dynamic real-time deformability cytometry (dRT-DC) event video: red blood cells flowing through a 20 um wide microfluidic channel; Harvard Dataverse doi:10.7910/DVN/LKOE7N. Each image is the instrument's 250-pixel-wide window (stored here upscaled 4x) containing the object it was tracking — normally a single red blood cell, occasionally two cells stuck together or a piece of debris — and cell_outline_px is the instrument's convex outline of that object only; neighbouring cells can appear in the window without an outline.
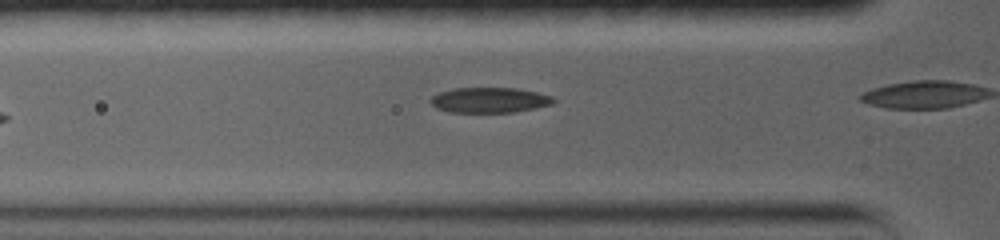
{"species": "common noctule bat (a hibernating species)", "species_latin": "Nyctalus noctula", "temperature_condition": "warm", "stored_images_in_passage": 11, "camera_frame_rate_fps": 5000, "um_per_image_px": 0.085, "animal": {"sex": "female", "body_mass_g": 19.0, "forearm_length_mm": 56.7}, "frame": {"image": 1, "passage_image": 2, "time_ms": 0.2, "image_size_px": [1000, 240], "cell_outline_px": [[552, 100], [548, 104], [532, 108], [512, 112], [456, 112], [440, 108], [432, 104], [432, 96], [456, 88], [512, 88], [532, 92], [548, 96]], "centroid_in_image_um": [41.55, 8.5], "position_along_channel_um": 84.3, "area_um2": 16.99}}
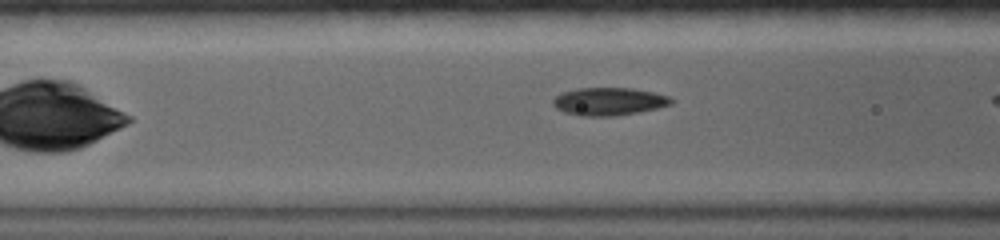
{"frame": {"image": 2, "passage_image": 5, "time_ms": 1.0, "image_size_px": [1000, 240], "cell_outline_px": [[672, 100], [668, 104], [652, 108], [632, 112], [600, 116], [592, 116], [568, 112], [560, 108], [556, 104], [556, 96], [564, 92], [580, 88], [628, 88], [648, 92], [664, 96]], "centroid_in_image_um": [51.71, 8.59], "position_along_channel_um": 114.9, "area_um2": 17.46}}